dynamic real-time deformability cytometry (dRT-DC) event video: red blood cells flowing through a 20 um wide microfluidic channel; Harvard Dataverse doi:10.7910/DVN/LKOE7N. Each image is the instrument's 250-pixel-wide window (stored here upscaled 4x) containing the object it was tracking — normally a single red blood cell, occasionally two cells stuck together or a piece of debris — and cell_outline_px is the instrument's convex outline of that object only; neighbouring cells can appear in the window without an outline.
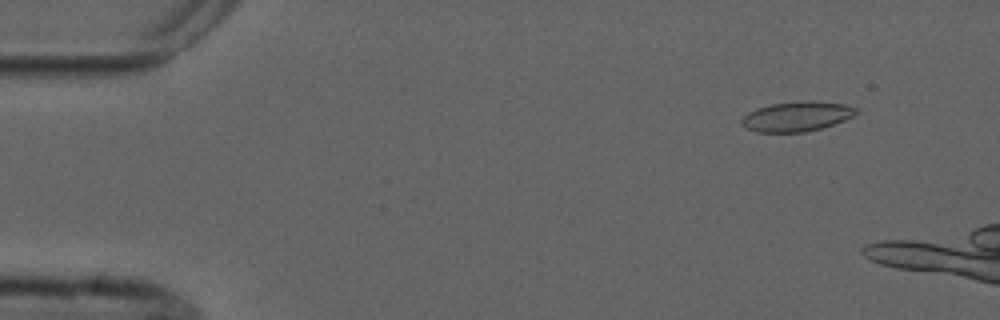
{"species": "common noctule bat (a hibernating species)", "species_latin": "Nyctalus noctula", "temperature_condition": "cold", "stored_images_in_passage": 5, "camera_frame_rate_fps": 3000, "um_per_image_px": 0.085, "animal": {"sex": "male", "forearm_length_mm": 52.5}, "frame": {"image": 1, "passage_image": 2, "time_ms": 1.333, "image_size_px": [1000, 320], "cell_outline_px": [[860, 112], [856, 116], [820, 128], [804, 132], [756, 132], [744, 128], [740, 124], [740, 120], [748, 112], [756, 108], [772, 104], [804, 100], [812, 100], [848, 104], [860, 108]], "centroid_in_image_um": [67.76, 9.88], "position_along_channel_um": 17.2, "area_um2": 20.35}}